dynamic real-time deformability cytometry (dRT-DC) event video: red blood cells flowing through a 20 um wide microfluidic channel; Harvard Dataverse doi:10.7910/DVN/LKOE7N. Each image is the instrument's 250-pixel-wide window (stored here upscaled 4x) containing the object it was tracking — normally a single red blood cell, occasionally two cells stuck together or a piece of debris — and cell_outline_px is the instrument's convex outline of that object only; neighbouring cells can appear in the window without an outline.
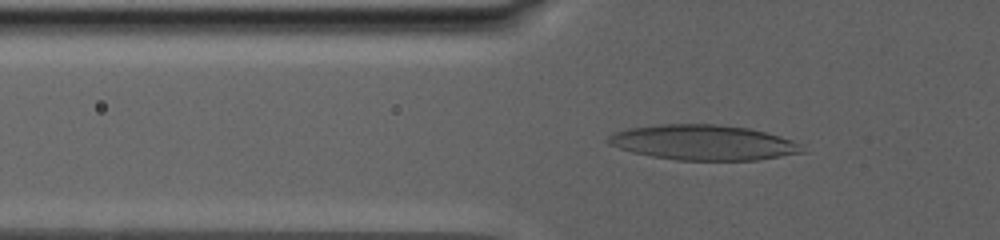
{"species": "human", "species_latin": "Homo sapiens", "temperature_condition": "warm", "stored_images_in_passage": 83, "camera_frame_rate_fps": 3000, "um_per_image_px": 0.085, "donor": {"sex": "male"}, "frame": {"image": 1, "passage_image": 21, "time_ms": 11.333, "image_size_px": [1000, 240], "cell_outline_px": [[808, 152], [756, 160], [676, 160], [652, 156], [632, 152], [608, 144], [604, 140], [612, 132], [628, 128], [660, 124], [716, 124], [748, 128], [780, 136], [792, 140], [800, 144]], "centroid_in_image_um": [59.76, 12.11], "position_along_channel_um": 66.0, "area_um2": 39.94}}
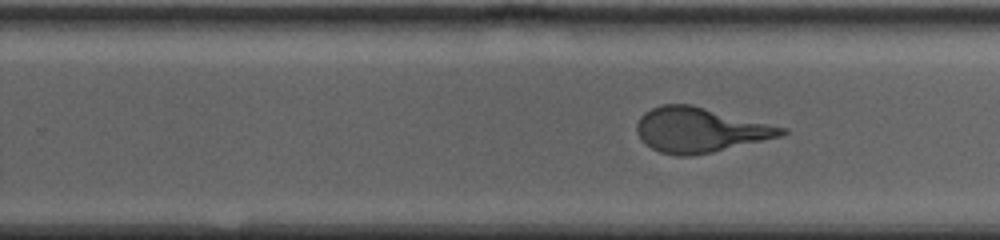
{"frame": {"image": 2, "passage_image": 50, "time_ms": 20.333, "image_size_px": [1000, 240], "cell_outline_px": [[788, 132], [780, 136], [712, 152], [688, 156], [676, 156], [660, 152], [644, 144], [640, 140], [636, 132], [636, 124], [640, 116], [644, 112], [660, 104], [692, 104], [788, 128]], "centroid_in_image_um": [59.45, 11.03], "position_along_channel_um": 270.4, "area_um2": 37.92}}
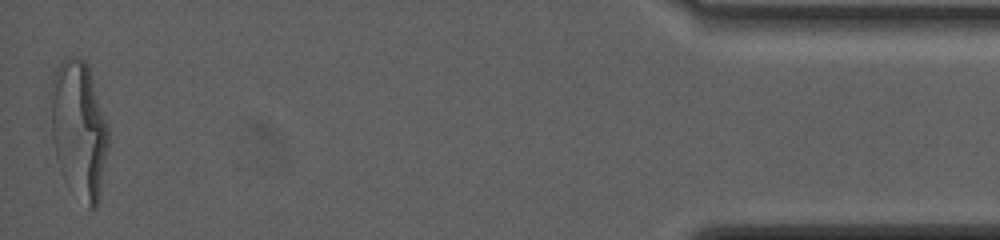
{"frame": {"image": 3, "passage_image": 83, "time_ms": 30.0, "image_size_px": [1000, 240], "cell_outline_px": [[108, 144], [100, 200], [96, 208], [88, 208], [56, 156], [52, 140], [52, 76], [60, 60], [68, 56], [76, 56], [84, 60], [88, 64], [108, 124]], "centroid_in_image_um": [6.75, 10.87], "position_along_channel_um": 428.4, "area_um2": 44.97}}